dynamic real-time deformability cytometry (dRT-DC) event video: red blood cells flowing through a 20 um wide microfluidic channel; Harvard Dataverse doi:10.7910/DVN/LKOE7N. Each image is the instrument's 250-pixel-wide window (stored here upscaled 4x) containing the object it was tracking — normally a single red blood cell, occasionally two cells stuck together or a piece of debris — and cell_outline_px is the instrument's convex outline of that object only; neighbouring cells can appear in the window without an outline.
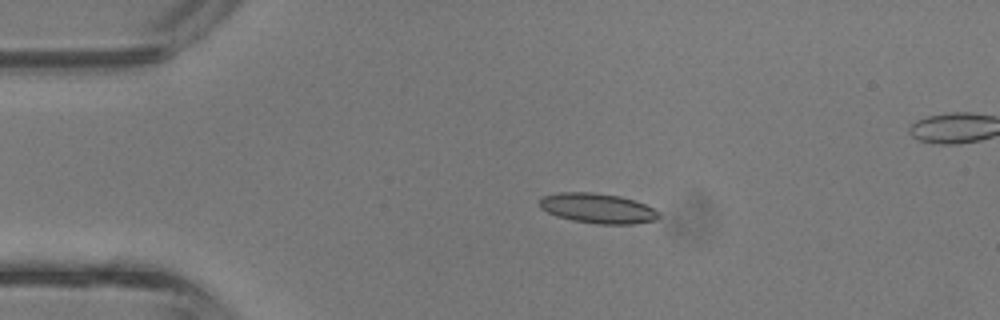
{"species": "common noctule bat (a hibernating species)", "species_latin": "Nyctalus noctula", "temperature_condition": "room temperature", "stored_images_in_passage": 5, "camera_frame_rate_fps": 3000, "um_per_image_px": 0.085, "animal": {"sex": "male", "body_mass_g": 13.3}, "frame": {"image": 1, "passage_image": 3, "time_ms": 0.667, "image_size_px": [1000, 320], "cell_outline_px": [[660, 216], [656, 220], [632, 224], [596, 224], [572, 220], [556, 216], [540, 208], [540, 200], [544, 196], [560, 192], [592, 192], [620, 196], [644, 204], [660, 212]], "centroid_in_image_um": [50.8, 17.71], "position_along_channel_um": 34.2, "area_um2": 20.75}}